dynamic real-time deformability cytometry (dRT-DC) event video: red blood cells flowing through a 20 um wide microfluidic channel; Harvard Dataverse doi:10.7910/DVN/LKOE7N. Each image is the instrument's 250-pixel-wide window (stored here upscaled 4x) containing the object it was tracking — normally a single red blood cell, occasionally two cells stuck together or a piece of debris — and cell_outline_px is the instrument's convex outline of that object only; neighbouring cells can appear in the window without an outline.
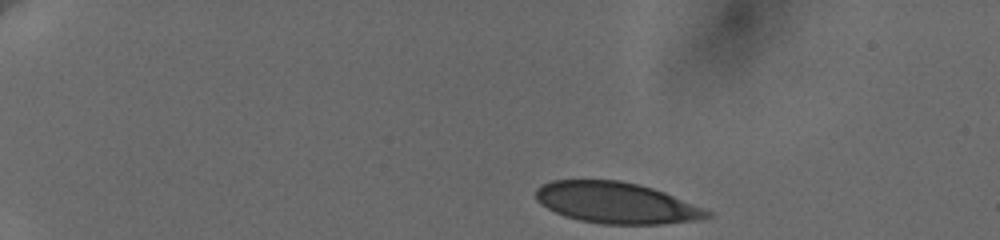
{"species": "human", "species_latin": "Homo sapiens", "temperature_condition": "cold", "stored_images_in_passage": 33, "camera_frame_rate_fps": 3000, "um_per_image_px": 0.085, "donor": {"sex": "female"}, "frame": {"image": 1, "passage_image": 1, "time_ms": 0.0, "image_size_px": [1000, 240], "cell_outline_px": [[712, 216], [704, 220], [660, 224], [604, 224], [580, 220], [564, 216], [540, 204], [536, 200], [536, 188], [540, 184], [552, 180], [620, 180], [640, 184], [664, 192], [704, 208], [712, 212]], "centroid_in_image_um": [52.4, 17.24], "position_along_channel_um": 32.6, "area_um2": 41.33}}
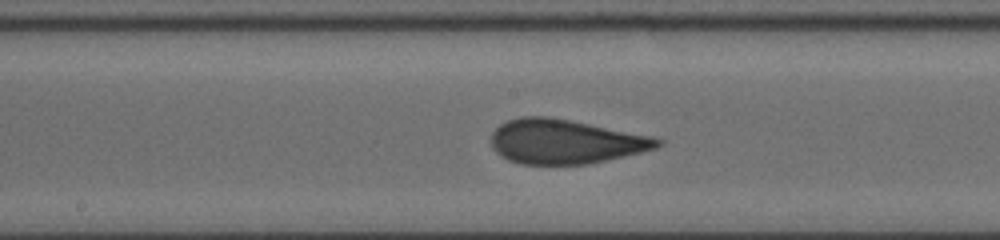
{"frame": {"image": 2, "passage_image": 18, "time_ms": 7.333, "image_size_px": [1000, 240], "cell_outline_px": [[664, 144], [656, 148], [640, 152], [588, 164], [520, 164], [508, 160], [500, 156], [492, 148], [492, 132], [500, 124], [508, 120], [520, 116], [548, 116], [652, 136], [664, 140]], "centroid_in_image_um": [48.02, 12.03], "position_along_channel_um": 200.2, "area_um2": 42.89}}
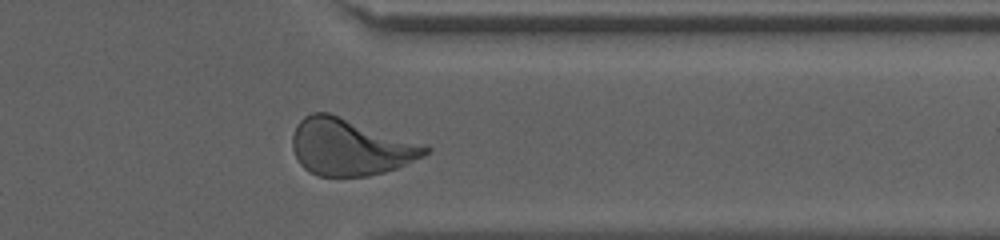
{"frame": {"image": 3, "passage_image": 31, "time_ms": 12.333, "image_size_px": [1000, 240], "cell_outline_px": [[432, 148], [424, 156], [396, 168], [384, 172], [368, 176], [320, 176], [304, 168], [300, 164], [292, 148], [292, 136], [296, 124], [304, 116], [312, 112], [328, 112], [424, 144]], "centroid_in_image_um": [29.75, 12.49], "position_along_channel_um": 381.7, "area_um2": 43.7}, "authors_computed_cell_mechanics": {"area_um2": 42.9454, "velocity_mm_per_s": 3.648, "shape_relaxation_time_tau1_ms": 7.251, "shape_relaxation_time_tau2_ms": 0.7418, "deformation_change_tau1": 0.2005, "deformation_change_tau2": 0.0759}}